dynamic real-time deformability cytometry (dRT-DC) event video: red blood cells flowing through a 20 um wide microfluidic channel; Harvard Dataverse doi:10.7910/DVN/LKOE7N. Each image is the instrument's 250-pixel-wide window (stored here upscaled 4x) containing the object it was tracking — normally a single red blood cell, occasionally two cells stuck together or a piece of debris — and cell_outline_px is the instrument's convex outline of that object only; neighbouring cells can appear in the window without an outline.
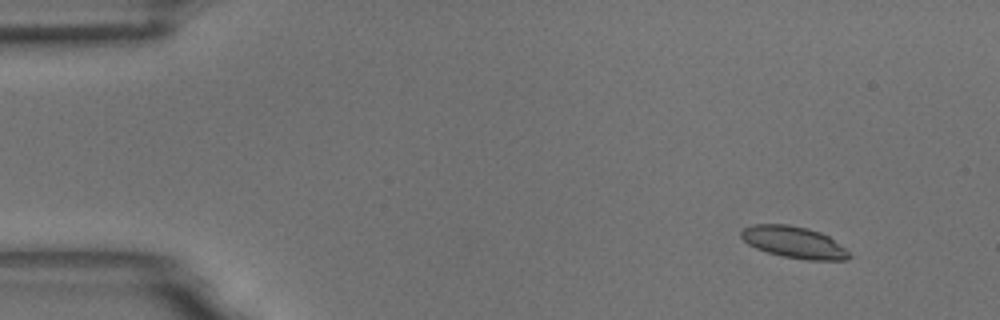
{"species": "common noctule bat (a hibernating species)", "species_latin": "Nyctalus noctula", "temperature_condition": "room temperature", "stored_images_in_passage": 13, "camera_frame_rate_fps": 3000, "um_per_image_px": 0.085, "animal": {"sex": "male", "body_mass_g": 18.8}, "frame": {"image": 1, "passage_image": 1, "time_ms": 0.0, "image_size_px": [1000, 320], "cell_outline_px": [[852, 256], [848, 260], [808, 260], [784, 256], [768, 252], [756, 248], [748, 244], [740, 236], [740, 232], [744, 228], [752, 224], [788, 224], [808, 228], [820, 232], [828, 236], [844, 248]], "centroid_in_image_um": [67.47, 20.58], "position_along_channel_um": 17.5, "area_um2": 19.83}}
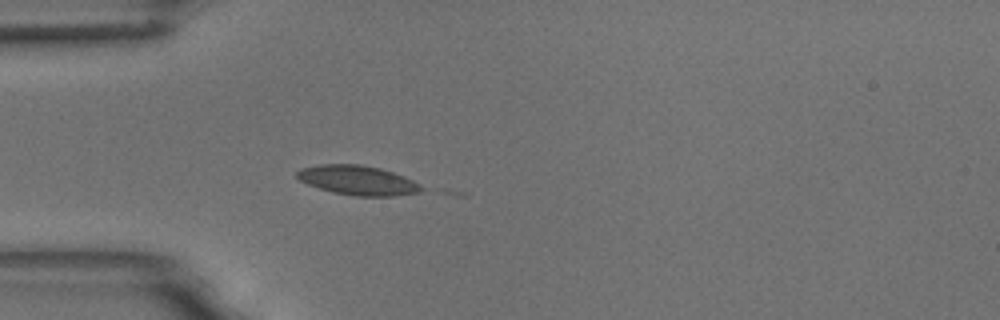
{"frame": {"image": 2, "passage_image": 12, "time_ms": 3.667, "image_size_px": [1000, 320], "cell_outline_px": [[424, 188], [420, 192], [392, 196], [356, 196], [332, 192], [308, 184], [300, 180], [296, 176], [296, 172], [300, 168], [320, 164], [360, 164], [380, 168], [404, 176], [420, 184]], "centroid_in_image_um": [30.4, 15.32], "position_along_channel_um": 54.6, "area_um2": 21.33}}